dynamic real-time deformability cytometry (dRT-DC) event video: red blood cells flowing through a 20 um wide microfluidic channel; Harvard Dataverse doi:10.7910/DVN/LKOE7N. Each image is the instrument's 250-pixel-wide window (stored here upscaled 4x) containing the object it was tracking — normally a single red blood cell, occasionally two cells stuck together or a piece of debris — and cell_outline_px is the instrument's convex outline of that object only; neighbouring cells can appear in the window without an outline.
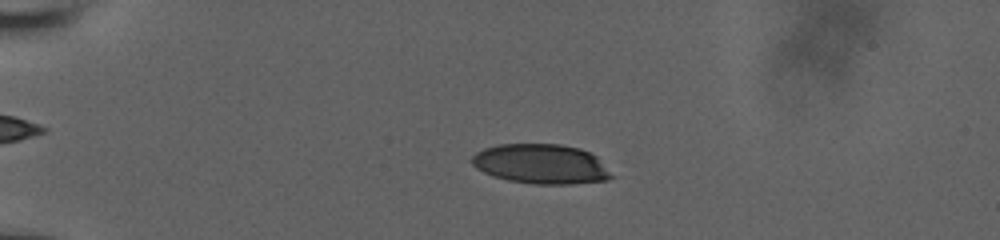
{"species": "human", "species_latin": "Homo sapiens", "temperature_condition": "room temperature", "stored_images_in_passage": 60, "camera_frame_rate_fps": 3000, "um_per_image_px": 0.085, "donor": {"sex": "male"}, "frame": {"image": 1, "passage_image": 1, "time_ms": 0.0, "image_size_px": [1000, 240], "cell_outline_px": [[616, 176], [608, 180], [568, 184], [536, 184], [508, 180], [484, 172], [476, 168], [472, 164], [472, 156], [476, 152], [484, 148], [500, 144], [560, 144], [580, 148], [596, 156]], "centroid_in_image_um": [46.03, 13.94], "position_along_channel_um": 39.0, "area_um2": 32.31}}
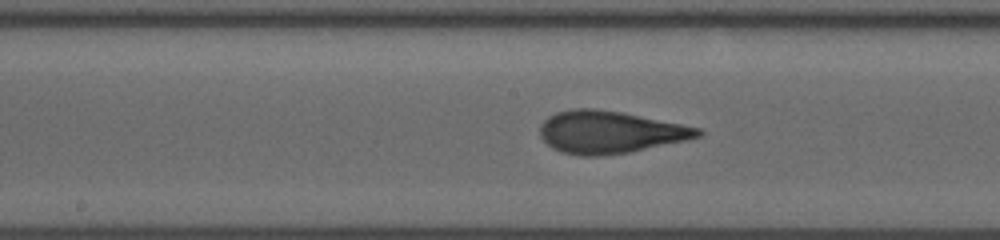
{"frame": {"image": 2, "passage_image": 29, "time_ms": 5.667, "image_size_px": [1000, 240], "cell_outline_px": [[704, 132], [700, 136], [688, 140], [628, 152], [604, 156], [580, 156], [560, 152], [552, 148], [540, 136], [540, 124], [548, 116], [556, 112], [572, 108], [596, 108], [624, 112], [700, 128]], "centroid_in_image_um": [51.82, 11.22], "position_along_channel_um": 196.4, "area_um2": 39.25}}
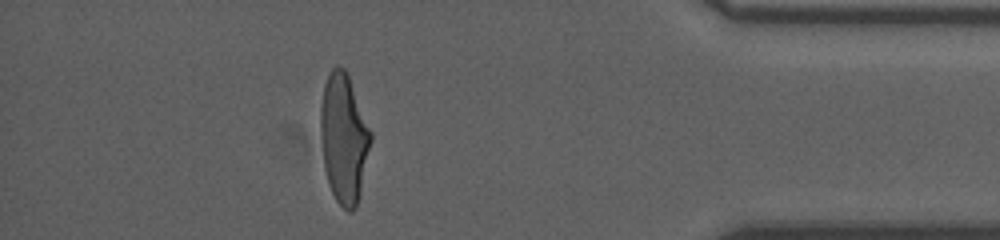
{"frame": {"image": 3, "passage_image": 54, "time_ms": 12.0, "image_size_px": [1000, 240], "cell_outline_px": [[372, 140], [360, 196], [356, 208], [352, 212], [348, 212], [336, 200], [328, 184], [324, 168], [320, 132], [320, 108], [324, 84], [328, 72], [336, 64], [344, 68], [348, 76], [372, 132]], "centroid_in_image_um": [29.23, 11.77], "position_along_channel_um": 406.0, "area_um2": 38.09}, "authors_computed_cell_mechanics": {"area_um2": 37.281, "velocity_mm_per_s": 3.8522, "shape_relaxation_time_tau1_ms": 4.8151, "shape_relaxation_time_tau2_ms": 0.8316, "deformation_change_tau1": 0.213, "deformation_change_tau2": 0.0739}}